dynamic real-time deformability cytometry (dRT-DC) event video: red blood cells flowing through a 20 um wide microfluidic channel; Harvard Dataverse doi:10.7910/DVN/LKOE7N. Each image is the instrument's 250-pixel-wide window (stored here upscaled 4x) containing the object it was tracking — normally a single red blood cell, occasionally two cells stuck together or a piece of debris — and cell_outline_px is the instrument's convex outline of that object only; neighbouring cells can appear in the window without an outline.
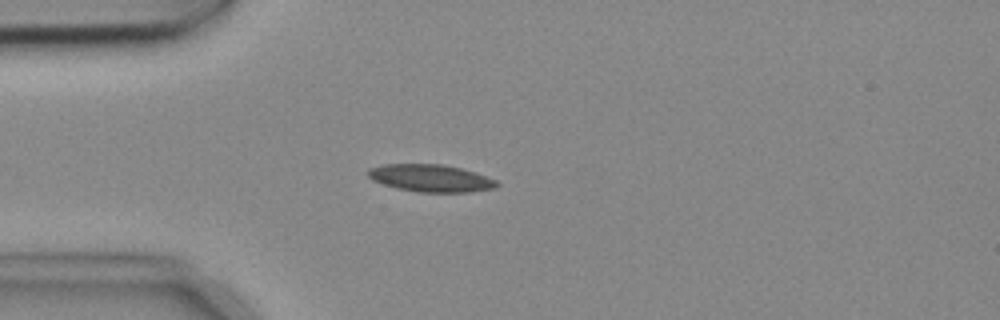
{"species": "common noctule bat (a hibernating species)", "species_latin": "Nyctalus noctula", "temperature_condition": "cold", "stored_images_in_passage": 4, "camera_frame_rate_fps": 3000, "um_per_image_px": 0.085, "animal": {"sex": "female", "body_mass_g": 18.4}, "frame": {"image": 1, "passage_image": 3, "time_ms": 0.667, "image_size_px": [1000, 320], "cell_outline_px": [[500, 184], [496, 188], [468, 192], [416, 192], [396, 188], [372, 180], [368, 176], [368, 168], [384, 164], [440, 164], [460, 168], [476, 172], [496, 180]], "centroid_in_image_um": [36.62, 15.14], "position_along_channel_um": 48.4, "area_um2": 20.58}}